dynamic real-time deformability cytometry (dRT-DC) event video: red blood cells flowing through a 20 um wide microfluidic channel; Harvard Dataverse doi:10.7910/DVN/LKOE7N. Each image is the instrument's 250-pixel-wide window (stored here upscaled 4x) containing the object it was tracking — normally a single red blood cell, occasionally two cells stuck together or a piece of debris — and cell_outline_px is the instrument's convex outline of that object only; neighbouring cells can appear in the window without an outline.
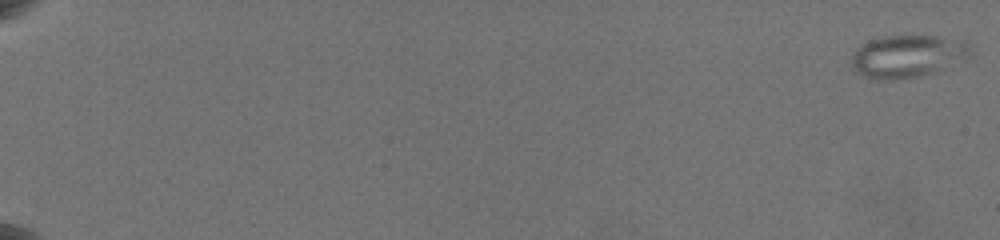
{"species": "common noctule bat (a hibernating species)", "species_latin": "Nyctalus noctula", "temperature_condition": "warm", "stored_images_in_passage": 2, "camera_frame_rate_fps": 3000, "um_per_image_px": 0.085, "animal": {"sex": "female", "body_mass_g": 19.5, "forearm_length_mm": 54.1}, "frame": {"image": 1, "passage_image": 1, "time_ms": 0.0, "image_size_px": [1000, 240], "cell_outline_px": [[968, 56], [940, 68], [920, 76], [892, 80], [872, 80], [860, 76], [852, 68], [852, 56], [856, 48], [860, 44], [868, 40], [884, 36], [936, 36], [968, 40]], "centroid_in_image_um": [77.02, 4.77], "position_along_channel_um": 8.0, "area_um2": 29.25}}